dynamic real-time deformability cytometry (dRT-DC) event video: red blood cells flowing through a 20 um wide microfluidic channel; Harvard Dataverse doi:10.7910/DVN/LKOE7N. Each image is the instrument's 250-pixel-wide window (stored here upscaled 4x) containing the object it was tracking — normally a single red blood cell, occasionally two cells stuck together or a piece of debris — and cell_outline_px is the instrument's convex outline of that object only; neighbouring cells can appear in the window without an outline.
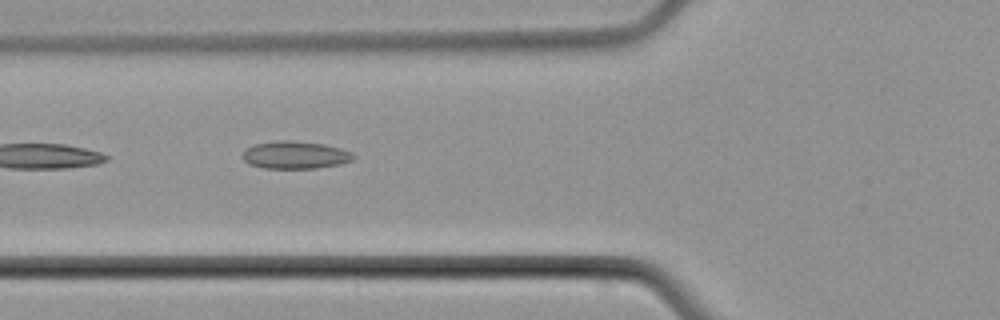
{"species": "common noctule bat (a hibernating species)", "species_latin": "Nyctalus noctula", "temperature_condition": "cold", "stored_images_in_passage": 7, "camera_frame_rate_fps": 3000, "um_per_image_px": 0.085, "animal": {"sex": "male", "body_mass_g": 21.5, "forearm_length_mm": 52.0}, "frame": {"image": 1, "passage_image": 4, "time_ms": 3.667, "image_size_px": [1000, 320], "cell_outline_px": [[356, 156], [352, 160], [340, 164], [316, 168], [264, 168], [248, 164], [244, 160], [244, 152], [248, 148], [256, 144], [276, 140], [288, 140], [324, 144], [340, 148], [352, 152]], "centroid_in_image_um": [25.12, 13.17], "position_along_channel_um": 100.7, "area_um2": 17.69}}
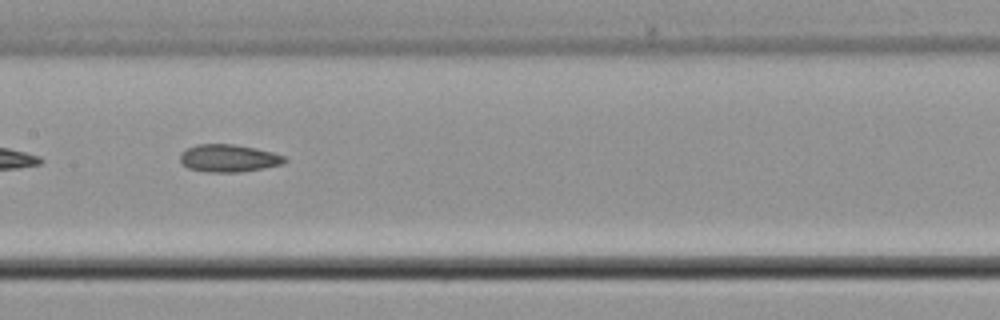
{"frame": {"image": 2, "passage_image": 6, "time_ms": 6.0, "image_size_px": [1000, 320], "cell_outline_px": [[288, 160], [284, 164], [264, 168], [236, 172], [204, 172], [188, 168], [180, 160], [180, 152], [196, 144], [232, 144], [256, 148], [272, 152], [284, 156]], "centroid_in_image_um": [19.44, 13.45], "position_along_channel_um": 188.0, "area_um2": 16.82}}
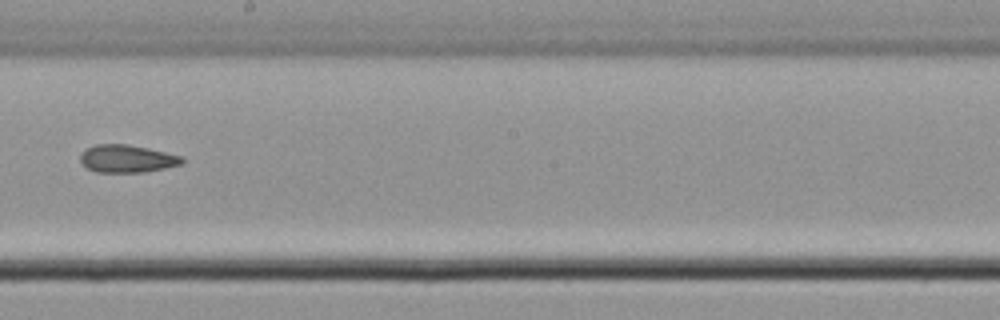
{"frame": {"image": 3, "passage_image": 7, "time_ms": 7.333, "image_size_px": [1000, 320], "cell_outline_px": [[184, 164], [144, 172], [96, 172], [88, 168], [80, 160], [80, 156], [88, 148], [96, 144], [128, 144], [148, 148], [184, 156]], "centroid_in_image_um": [10.86, 13.49], "position_along_channel_um": 237.3, "area_um2": 16.36}}